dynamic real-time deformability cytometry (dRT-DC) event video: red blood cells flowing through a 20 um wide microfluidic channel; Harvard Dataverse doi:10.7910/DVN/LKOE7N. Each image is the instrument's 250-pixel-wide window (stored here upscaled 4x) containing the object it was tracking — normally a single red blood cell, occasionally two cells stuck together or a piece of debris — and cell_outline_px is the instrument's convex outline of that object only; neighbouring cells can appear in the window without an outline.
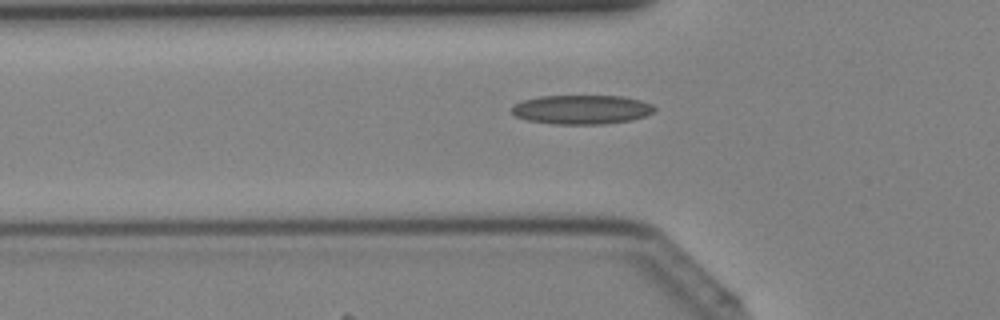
{"species": "Egyptian fruit bat (a non-hibernating species)", "species_latin": "Rousettus aegyptiacus", "temperature_condition": "cold", "stored_images_in_passage": 38, "camera_frame_rate_fps": 3000, "um_per_image_px": 0.085, "animal": {"sex": "female"}, "frame": {"image": 1, "passage_image": 14, "time_ms": 4.333, "image_size_px": [1000, 320], "cell_outline_px": [[656, 112], [632, 120], [604, 124], [552, 124], [528, 120], [516, 116], [512, 112], [512, 108], [520, 100], [540, 96], [624, 96], [640, 100], [652, 104], [656, 108]], "centroid_in_image_um": [49.47, 9.31], "position_along_channel_um": 76.3, "area_um2": 24.39}}
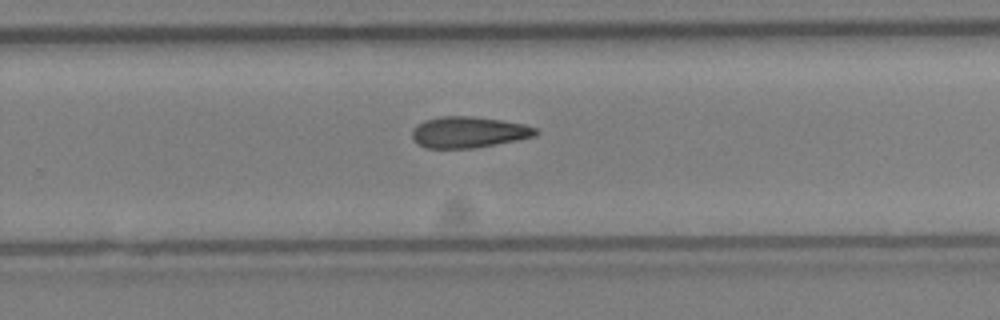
{"frame": {"image": 2, "passage_image": 27, "time_ms": 8.667, "image_size_px": [1000, 320], "cell_outline_px": [[540, 132], [536, 136], [496, 144], [472, 148], [424, 148], [412, 136], [412, 132], [416, 124], [424, 120], [440, 116], [476, 116], [524, 124], [536, 128]], "centroid_in_image_um": [39.84, 11.22], "position_along_channel_um": 290.0, "area_um2": 22.43}}
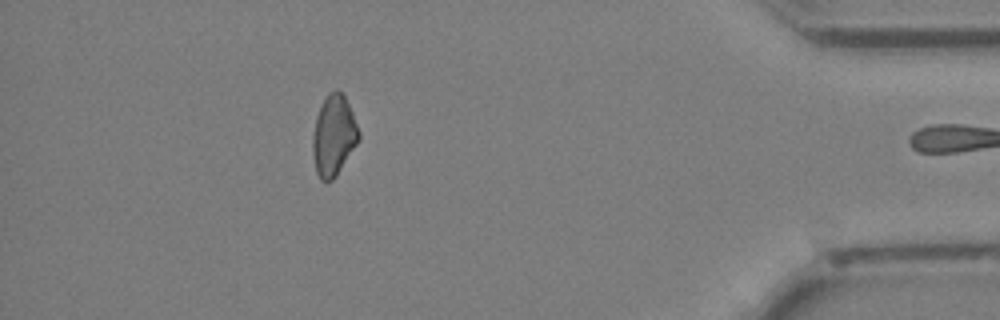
{"frame": {"image": 3, "passage_image": 37, "time_ms": 12.0, "image_size_px": [1000, 320], "cell_outline_px": [[360, 140], [336, 176], [332, 180], [324, 184], [320, 180], [316, 172], [312, 152], [312, 136], [316, 116], [320, 104], [328, 92], [336, 88], [344, 96], [352, 112], [360, 132]], "centroid_in_image_um": [28.35, 11.54], "position_along_channel_um": 406.9, "area_um2": 22.02}}